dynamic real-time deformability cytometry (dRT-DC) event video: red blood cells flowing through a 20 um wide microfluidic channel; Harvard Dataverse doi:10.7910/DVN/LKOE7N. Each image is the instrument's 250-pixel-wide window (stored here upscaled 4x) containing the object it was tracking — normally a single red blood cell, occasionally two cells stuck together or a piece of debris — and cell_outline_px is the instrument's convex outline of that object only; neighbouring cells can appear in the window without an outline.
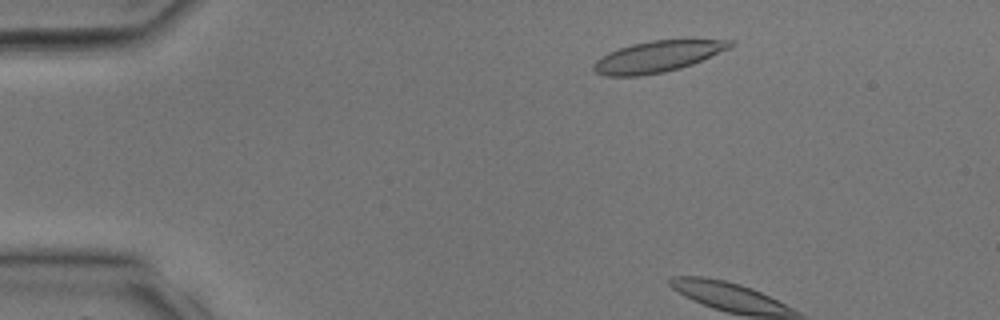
{"species": "common noctule bat (a hibernating species)", "species_latin": "Nyctalus noctula", "temperature_condition": "room temperature", "stored_images_in_passage": 5, "camera_frame_rate_fps": 3000, "um_per_image_px": 0.085, "animal": {"sex": "male", "body_mass_g": 17.9, "forearm_length_mm": 54.2}, "frame": {"image": 1, "passage_image": 4, "time_ms": 1.0, "image_size_px": [1000, 320], "cell_outline_px": [[736, 44], [728, 48], [692, 64], [680, 68], [664, 72], [640, 76], [604, 76], [596, 72], [592, 68], [592, 64], [600, 56], [608, 52], [632, 44], [652, 40], [736, 40]], "centroid_in_image_um": [55.84, 4.81], "position_along_channel_um": 29.2, "area_um2": 24.68}}